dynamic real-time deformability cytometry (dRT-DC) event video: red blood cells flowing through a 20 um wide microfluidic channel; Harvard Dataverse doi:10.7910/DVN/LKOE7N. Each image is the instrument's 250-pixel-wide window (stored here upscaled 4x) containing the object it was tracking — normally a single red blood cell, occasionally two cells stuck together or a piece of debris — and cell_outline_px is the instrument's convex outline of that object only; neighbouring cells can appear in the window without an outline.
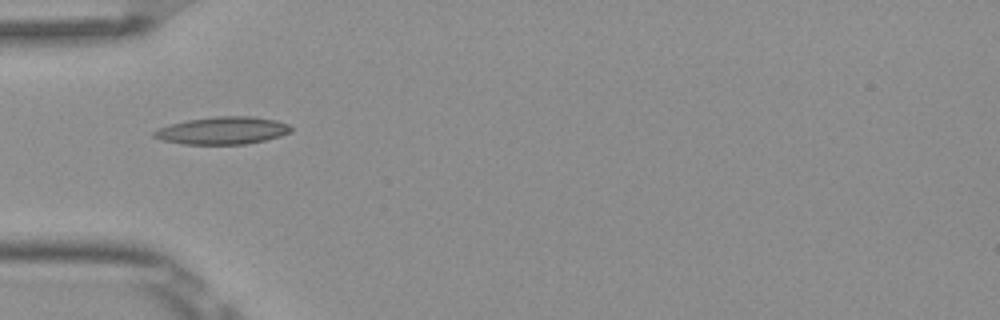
{"species": "Egyptian fruit bat (a non-hibernating species)", "species_latin": "Rousettus aegyptiacus", "temperature_condition": "room temperature", "stored_images_in_passage": 1, "camera_frame_rate_fps": 3000, "um_per_image_px": 0.085, "frame": {"image": 1, "passage_image": 1, "time_ms": 0.0, "image_size_px": [1000, 320], "cell_outline_px": [[292, 132], [280, 136], [264, 140], [244, 144], [184, 144], [160, 140], [152, 136], [152, 132], [156, 128], [188, 120], [216, 116], [252, 116], [276, 120], [288, 124], [292, 128]], "centroid_in_image_um": [18.9, 11.09], "position_along_channel_um": 66.1, "area_um2": 21.96}}